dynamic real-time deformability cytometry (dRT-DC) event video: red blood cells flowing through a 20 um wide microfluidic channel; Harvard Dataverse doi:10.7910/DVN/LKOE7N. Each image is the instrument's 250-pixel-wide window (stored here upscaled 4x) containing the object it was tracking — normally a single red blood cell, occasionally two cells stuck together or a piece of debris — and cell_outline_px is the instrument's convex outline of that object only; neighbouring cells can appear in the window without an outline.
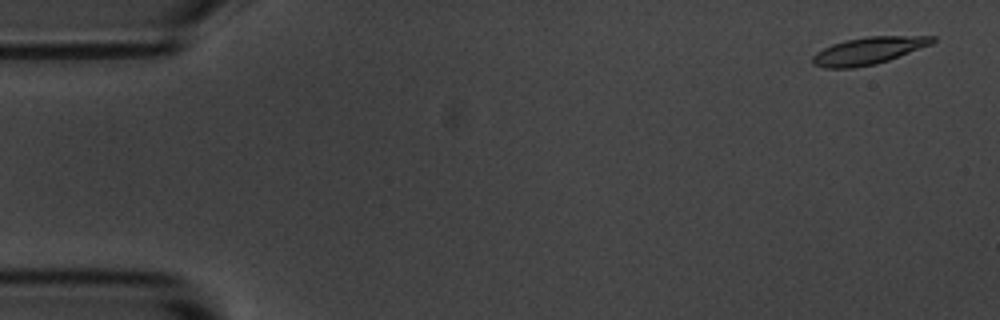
{"species": "common noctule bat (a hibernating species)", "species_latin": "Nyctalus noctula", "temperature_condition": "room temperature", "stored_images_in_passage": 4, "camera_frame_rate_fps": 3000, "um_per_image_px": 0.085, "animal": {"sex": "male", "body_mass_g": 20.1, "forearm_length_mm": 53.5}, "frame": {"image": 1, "passage_image": 1, "time_ms": 0.0, "image_size_px": [1000, 320], "cell_outline_px": [[936, 40], [932, 44], [888, 60], [876, 64], [852, 68], [824, 68], [812, 64], [812, 56], [816, 52], [832, 44], [844, 40], [868, 36], [936, 36]], "centroid_in_image_um": [73.8, 4.31], "position_along_channel_um": 11.2, "area_um2": 19.02}}